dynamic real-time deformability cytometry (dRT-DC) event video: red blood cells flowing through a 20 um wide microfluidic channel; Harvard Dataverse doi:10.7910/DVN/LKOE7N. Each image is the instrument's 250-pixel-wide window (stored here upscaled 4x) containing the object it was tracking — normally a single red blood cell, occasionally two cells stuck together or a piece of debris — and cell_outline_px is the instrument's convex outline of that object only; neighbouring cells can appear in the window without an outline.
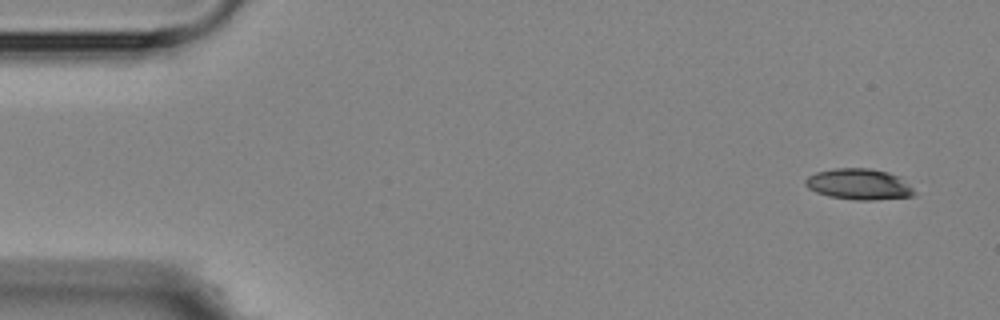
{"species": "Egyptian fruit bat (a non-hibernating species)", "species_latin": "Rousettus aegyptiacus", "temperature_condition": "room temperature", "stored_images_in_passage": 6, "camera_frame_rate_fps": 3000, "um_per_image_px": 0.085, "animal": {"sex": "female"}, "frame": {"image": 1, "passage_image": 1, "time_ms": 0.0, "image_size_px": [1000, 320], "cell_outline_px": [[916, 196], [872, 200], [856, 200], [828, 196], [816, 192], [808, 188], [804, 184], [804, 180], [808, 176], [816, 172], [832, 168], [872, 168], [888, 172], [900, 176], [916, 192]], "centroid_in_image_um": [73.01, 15.65], "position_along_channel_um": 12.0, "area_um2": 19.88}}
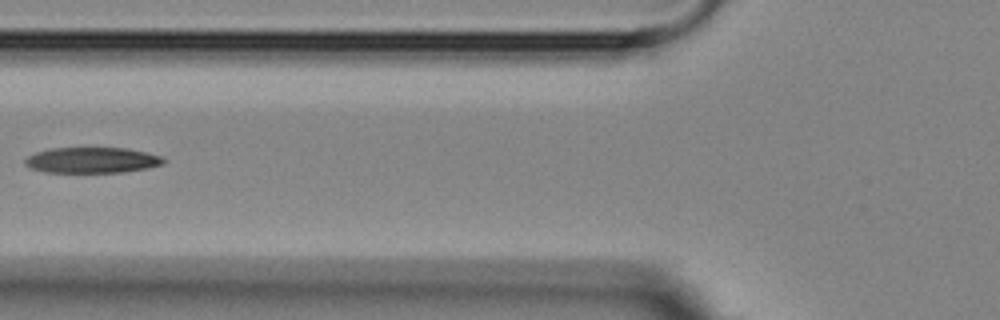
{"frame": {"image": 2, "passage_image": 5, "time_ms": 6.0, "image_size_px": [1000, 320], "cell_outline_px": [[168, 160], [164, 164], [148, 168], [120, 172], [44, 172], [32, 168], [24, 164], [24, 160], [28, 156], [36, 152], [48, 148], [128, 148], [160, 156]], "centroid_in_image_um": [7.82, 13.61], "position_along_channel_um": 118.0, "area_um2": 20.75}}
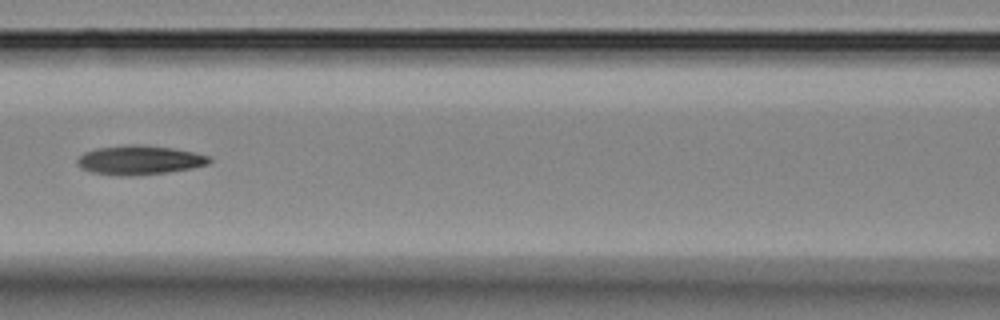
{"frame": {"image": 3, "passage_image": 6, "time_ms": 7.0, "image_size_px": [1000, 320], "cell_outline_px": [[212, 160], [208, 164], [192, 168], [168, 172], [132, 176], [120, 176], [92, 172], [80, 168], [76, 164], [76, 160], [84, 152], [96, 148], [128, 144], [140, 144], [172, 148], [192, 152], [208, 156]], "centroid_in_image_um": [11.81, 13.61], "position_along_channel_um": 154.8, "area_um2": 22.54}}